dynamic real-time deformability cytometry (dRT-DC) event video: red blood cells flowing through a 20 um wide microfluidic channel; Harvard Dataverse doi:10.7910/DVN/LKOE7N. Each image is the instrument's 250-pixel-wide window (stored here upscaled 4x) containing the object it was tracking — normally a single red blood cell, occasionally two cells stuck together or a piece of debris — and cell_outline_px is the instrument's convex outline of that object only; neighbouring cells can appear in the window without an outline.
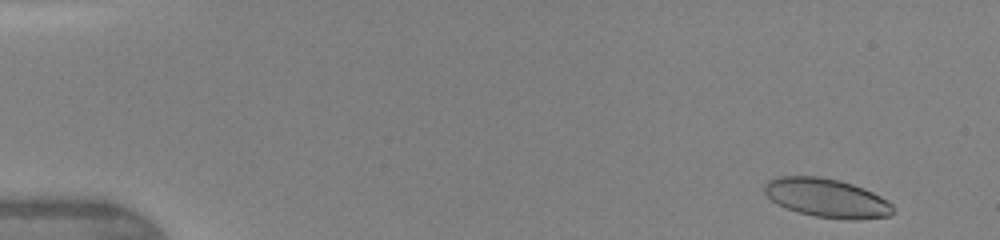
{"species": "human", "species_latin": "Homo sapiens", "temperature_condition": "warm", "stored_images_in_passage": 45, "camera_frame_rate_fps": 3000, "um_per_image_px": 0.085, "donor": {"sex": "female"}, "frame": {"image": 1, "passage_image": 2, "time_ms": 0.333, "image_size_px": [1000, 240], "cell_outline_px": [[892, 212], [888, 216], [860, 220], [848, 220], [816, 216], [800, 212], [788, 208], [772, 200], [764, 192], [764, 184], [768, 180], [776, 176], [820, 176], [840, 180], [852, 184], [872, 192], [888, 200], [892, 204]], "centroid_in_image_um": [70.28, 16.81], "position_along_channel_um": 14.7, "area_um2": 28.96}}
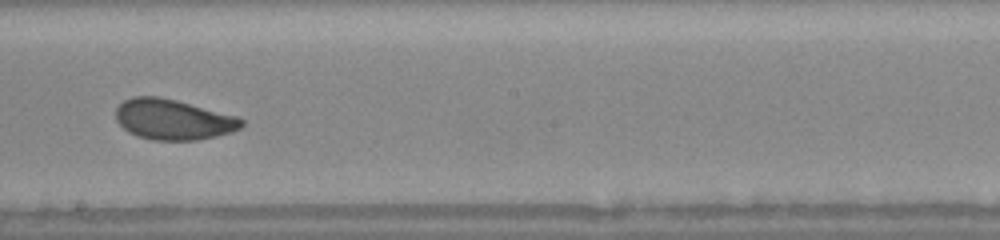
{"frame": {"image": 2, "passage_image": 26, "time_ms": 8.333, "image_size_px": [1000, 240], "cell_outline_px": [[244, 124], [240, 128], [232, 132], [216, 136], [196, 140], [152, 140], [136, 136], [128, 132], [116, 120], [116, 108], [124, 100], [132, 96], [160, 96], [176, 100], [236, 116], [244, 120]], "centroid_in_image_um": [14.7, 10.16], "position_along_channel_um": 233.5, "area_um2": 29.65}}
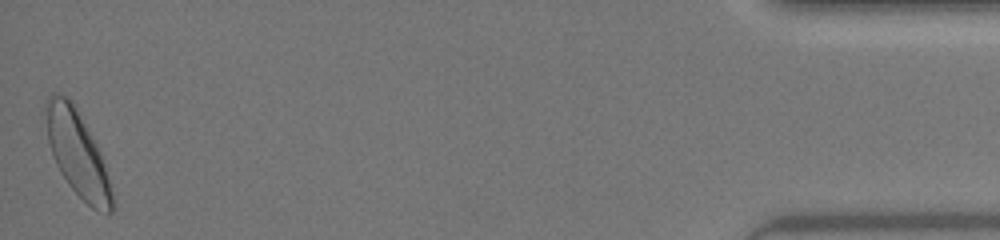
{"frame": {"image": 3, "passage_image": 45, "time_ms": 14.667, "image_size_px": [1000, 240], "cell_outline_px": [[116, 208], [112, 212], [108, 212], [92, 208], [68, 184], [60, 172], [56, 164], [48, 140], [44, 108], [44, 104], [48, 96], [52, 92], [56, 92], [72, 100], [96, 144], [116, 204]], "centroid_in_image_um": [6.55, 13.01], "position_along_channel_um": 428.7, "area_um2": 32.31}, "authors_computed_cell_mechanics": {"area_um2": 29.7092, "velocity_mm_per_s": 4.3739, "shape_relaxation_time_tau1_ms": 3.4635, "shape_relaxation_time_tau2_ms": 1.3369, "deformation_change_tau1": 0.144, "deformation_change_tau2": 0.0758}}